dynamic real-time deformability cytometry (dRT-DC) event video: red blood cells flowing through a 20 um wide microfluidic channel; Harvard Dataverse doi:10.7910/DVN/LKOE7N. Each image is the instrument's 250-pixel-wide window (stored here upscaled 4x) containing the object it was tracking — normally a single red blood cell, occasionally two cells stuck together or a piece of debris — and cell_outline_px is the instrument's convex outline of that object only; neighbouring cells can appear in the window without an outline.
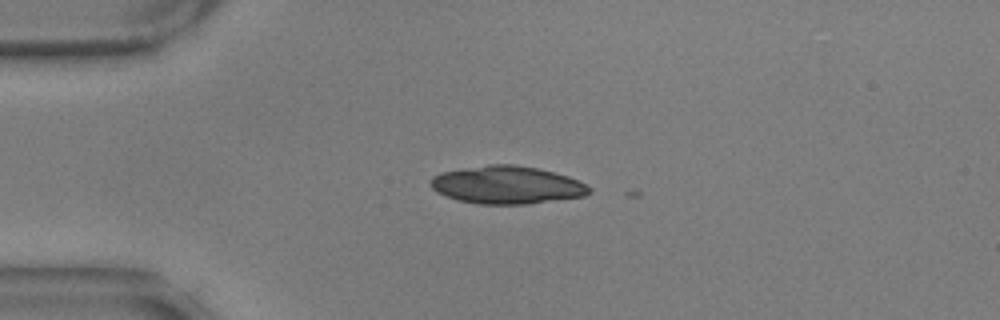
{"species": "common noctule bat (a hibernating species)", "species_latin": "Nyctalus noctula", "temperature_condition": "warm", "stored_images_in_passage": 3, "camera_frame_rate_fps": 3000, "um_per_image_px": 0.085, "animal": {"sex": "male", "body_mass_g": 17.9, "forearm_length_mm": 54.2}, "frame": {"image": 1, "passage_image": 1, "time_ms": 0.0, "image_size_px": [1000, 320], "cell_outline_px": [[592, 192], [584, 196], [528, 204], [480, 204], [456, 200], [436, 192], [428, 184], [428, 180], [432, 176], [440, 172], [488, 164], [512, 164], [536, 168], [568, 176], [580, 180], [588, 184], [592, 188]], "centroid_in_image_um": [43.07, 15.72], "position_along_channel_um": 41.9, "area_um2": 35.32}}